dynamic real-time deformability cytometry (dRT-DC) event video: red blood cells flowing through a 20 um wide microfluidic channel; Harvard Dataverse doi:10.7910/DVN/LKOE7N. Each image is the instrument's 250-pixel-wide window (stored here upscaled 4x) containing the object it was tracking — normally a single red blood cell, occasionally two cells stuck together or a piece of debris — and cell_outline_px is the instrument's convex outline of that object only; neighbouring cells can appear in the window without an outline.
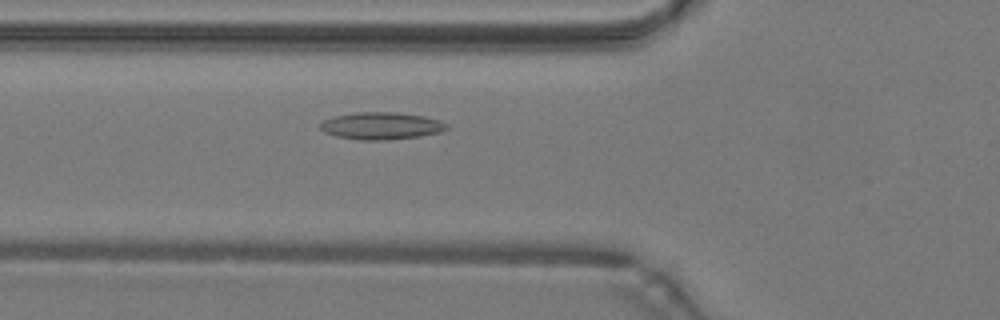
{"species": "common noctule bat (a hibernating species)", "species_latin": "Nyctalus noctula", "temperature_condition": "warm", "stored_images_in_passage": 42, "camera_frame_rate_fps": 3000, "um_per_image_px": 0.085, "animal": {"sex": "male", "body_mass_g": 19.2, "forearm_length_mm": 51.8}, "frame": {"image": 1, "passage_image": 18, "time_ms": 5.667, "image_size_px": [1000, 320], "cell_outline_px": [[448, 128], [440, 132], [416, 136], [388, 140], [360, 140], [336, 136], [324, 132], [320, 128], [320, 124], [324, 120], [332, 116], [356, 112], [400, 112], [424, 116], [440, 120], [448, 124]], "centroid_in_image_um": [32.4, 10.68], "position_along_channel_um": 93.4, "area_um2": 20.11}}
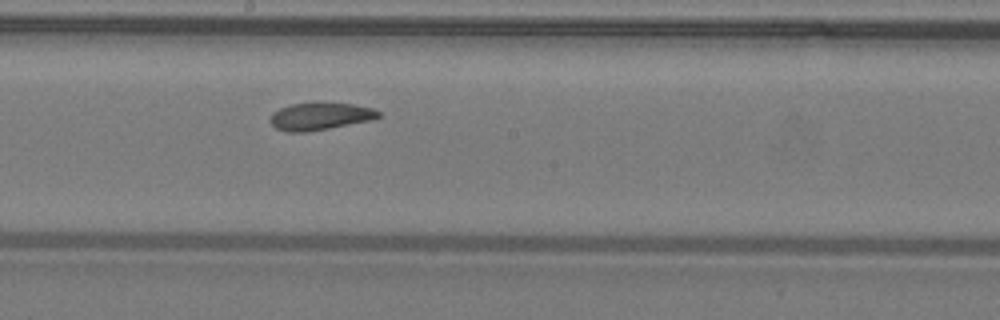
{"frame": {"image": 2, "passage_image": 27, "time_ms": 8.667, "image_size_px": [1000, 320], "cell_outline_px": [[380, 116], [372, 120], [328, 128], [304, 132], [288, 132], [276, 128], [268, 120], [272, 112], [288, 104], [320, 100], [324, 100], [352, 104], [372, 108], [380, 112]], "centroid_in_image_um": [27.17, 9.83], "position_along_channel_um": 221.0, "area_um2": 17.86}}
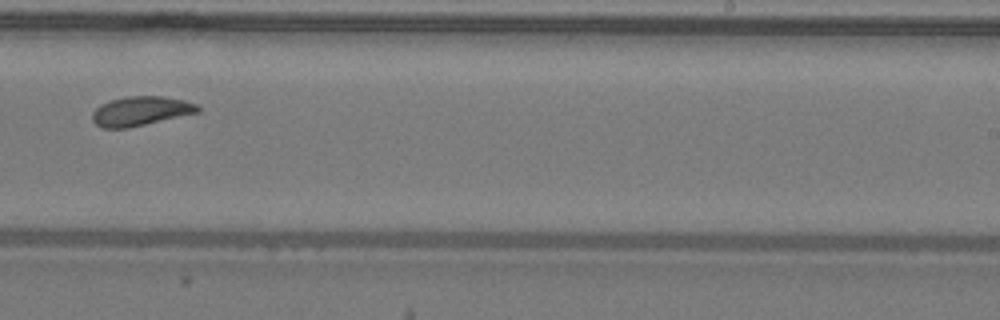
{"frame": {"image": 3, "passage_image": 31, "time_ms": 10.0, "image_size_px": [1000, 320], "cell_outline_px": [[200, 112], [128, 128], [104, 128], [96, 124], [92, 120], [92, 112], [100, 104], [124, 96], [164, 96], [184, 100], [196, 104], [200, 108]], "centroid_in_image_um": [11.96, 9.43], "position_along_channel_um": 277.0, "area_um2": 18.03}, "authors_computed_cell_mechanics": {"area_um2": 18.1492, "velocity_mm_per_s": 4.238, "shape_relaxation_time_tau1_ms": null, "shape_relaxation_time_tau2_ms": 2.3083, "deformation_change_tau1": null, "deformation_change_tau2": 0.0862}}